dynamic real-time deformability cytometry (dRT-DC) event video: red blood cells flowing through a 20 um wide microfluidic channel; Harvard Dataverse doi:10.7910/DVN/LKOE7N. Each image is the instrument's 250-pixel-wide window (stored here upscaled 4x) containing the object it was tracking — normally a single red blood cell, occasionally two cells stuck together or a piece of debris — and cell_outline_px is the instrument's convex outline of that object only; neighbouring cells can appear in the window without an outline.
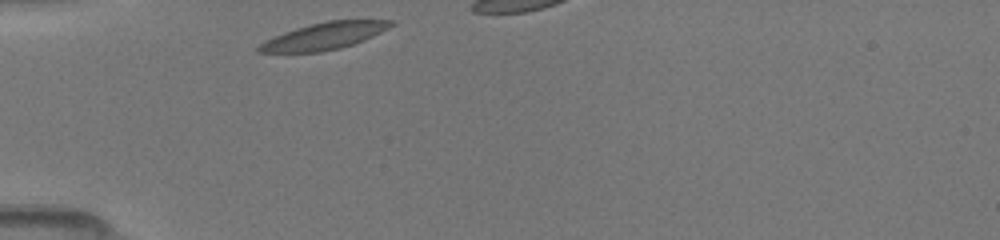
{"species": "common noctule bat (a hibernating species)", "species_latin": "Nyctalus noctula", "temperature_condition": "room temperature", "stored_images_in_passage": 4, "camera_frame_rate_fps": 3000, "um_per_image_px": 0.085, "animal": {"sex": "female", "body_mass_g": 19.5, "forearm_length_mm": 54.1}, "frame": {"image": 1, "passage_image": 1, "time_ms": 0.0, "image_size_px": [1000, 240], "cell_outline_px": [[396, 24], [364, 40], [340, 48], [320, 52], [256, 52], [256, 48], [264, 40], [284, 32], [296, 28], [328, 20], [396, 20]], "centroid_in_image_um": [27.56, 3.06], "position_along_channel_um": 57.4, "area_um2": 20.58}}